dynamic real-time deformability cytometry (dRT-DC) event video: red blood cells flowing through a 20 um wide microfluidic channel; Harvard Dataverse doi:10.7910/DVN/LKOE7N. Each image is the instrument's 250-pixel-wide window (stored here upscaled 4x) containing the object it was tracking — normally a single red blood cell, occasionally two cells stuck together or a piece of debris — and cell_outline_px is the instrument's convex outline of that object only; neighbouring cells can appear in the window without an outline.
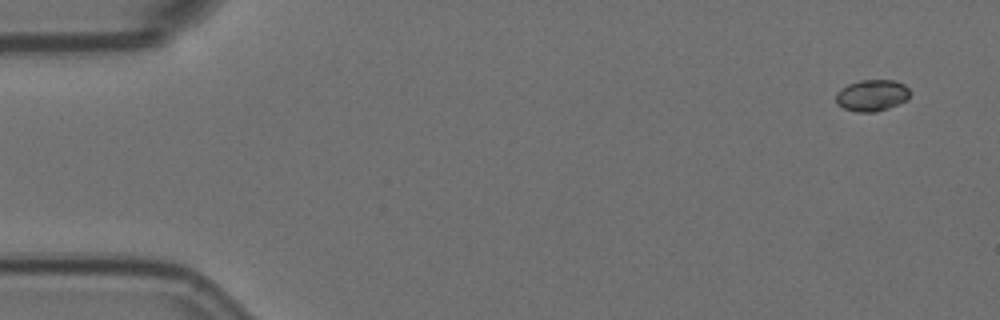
{"species": "Egyptian fruit bat (a non-hibernating species)", "species_latin": "Rousettus aegyptiacus", "temperature_condition": "room temperature", "stored_images_in_passage": 5, "camera_frame_rate_fps": 3000, "um_per_image_px": 0.085, "animal": {"sex": "female"}, "frame": {"image": 1, "passage_image": 1, "time_ms": 0.0, "image_size_px": [1000, 320], "cell_outline_px": [[912, 92], [908, 100], [888, 108], [876, 112], [856, 112], [844, 108], [836, 104], [836, 92], [840, 88], [848, 84], [860, 80], [892, 80], [904, 84]], "centroid_in_image_um": [74.12, 8.11], "position_along_channel_um": 10.9, "area_um2": 13.81}}
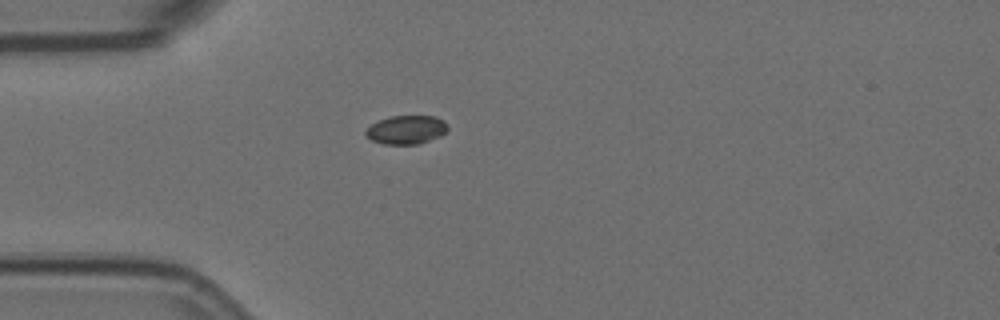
{"frame": {"image": 2, "passage_image": 5, "time_ms": 1.333, "image_size_px": [1000, 320], "cell_outline_px": [[448, 128], [440, 136], [420, 144], [384, 144], [372, 140], [364, 136], [364, 132], [372, 124], [388, 116], [436, 116], [444, 120], [448, 124]], "centroid_in_image_um": [34.54, 11.03], "position_along_channel_um": 50.5, "area_um2": 13.76}}